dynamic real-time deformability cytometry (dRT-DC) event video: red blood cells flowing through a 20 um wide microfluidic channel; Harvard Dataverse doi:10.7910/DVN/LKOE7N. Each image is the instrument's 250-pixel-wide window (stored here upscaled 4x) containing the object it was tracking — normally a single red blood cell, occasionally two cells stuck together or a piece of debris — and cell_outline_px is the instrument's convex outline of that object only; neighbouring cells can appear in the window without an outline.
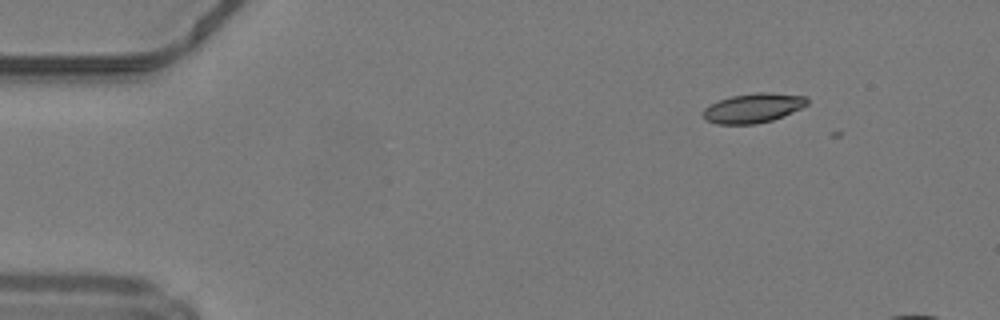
{"species": "common noctule bat (a hibernating species)", "species_latin": "Nyctalus noctula", "temperature_condition": "warm", "stored_images_in_passage": 2, "camera_frame_rate_fps": 3000, "um_per_image_px": 0.085, "animal": {"sex": "male", "body_mass_g": 19.2, "forearm_length_mm": 51.8}, "frame": {"image": 1, "passage_image": 1, "time_ms": 0.0, "image_size_px": [1000, 320], "cell_outline_px": [[808, 104], [784, 116], [772, 120], [756, 124], [716, 124], [704, 120], [704, 108], [720, 100], [732, 96], [760, 92], [764, 92], [804, 96], [808, 100]], "centroid_in_image_um": [64.01, 9.2], "position_along_channel_um": 21.0, "area_um2": 17.63}}